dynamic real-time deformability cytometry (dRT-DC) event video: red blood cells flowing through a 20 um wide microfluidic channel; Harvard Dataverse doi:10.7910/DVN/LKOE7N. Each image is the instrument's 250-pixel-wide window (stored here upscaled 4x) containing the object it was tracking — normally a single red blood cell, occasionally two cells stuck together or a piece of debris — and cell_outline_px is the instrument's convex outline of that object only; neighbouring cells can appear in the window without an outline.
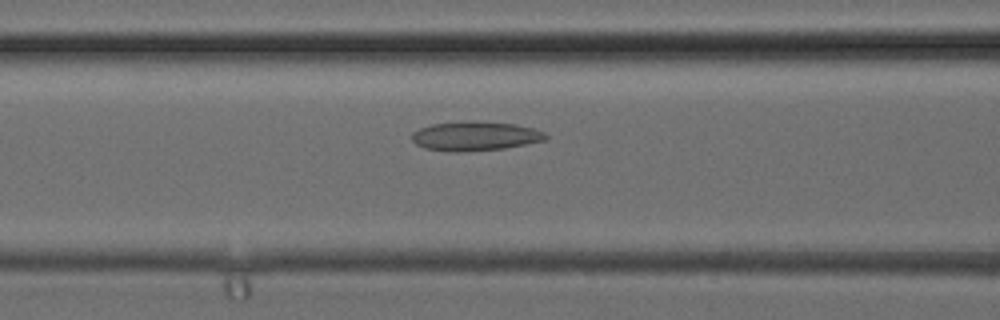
{"species": "common noctule bat (a hibernating species)", "species_latin": "Nyctalus noctula", "temperature_condition": "cold", "stored_images_in_passage": 30, "camera_frame_rate_fps": 3000, "um_per_image_px": 0.085, "animal": {"sex": "female", "body_mass_g": 24.6, "forearm_length_mm": 56.2}, "frame": {"image": 1, "passage_image": 10, "time_ms": 3.0, "image_size_px": [1000, 320], "cell_outline_px": [[548, 140], [504, 148], [456, 152], [448, 152], [424, 148], [416, 144], [412, 140], [412, 132], [420, 128], [432, 124], [460, 120], [472, 120], [516, 124], [536, 128], [544, 132], [548, 136]], "centroid_in_image_um": [40.4, 11.55], "position_along_channel_um": 126.2, "area_um2": 23.24}}
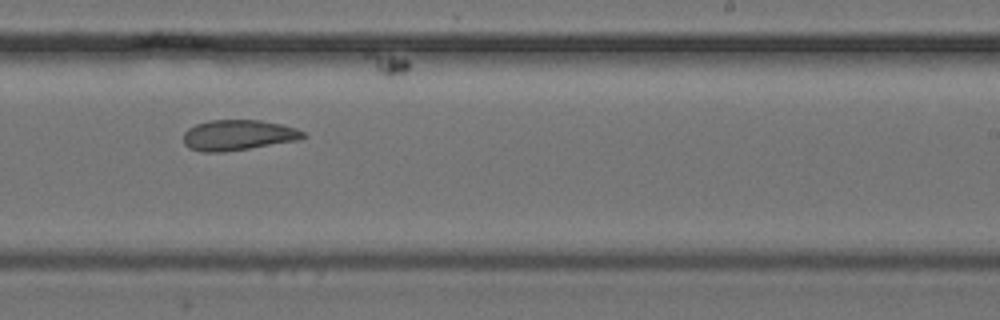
{"frame": {"image": 2, "passage_image": 18, "time_ms": 5.667, "image_size_px": [1000, 320], "cell_outline_px": [[308, 136], [300, 140], [224, 152], [204, 152], [188, 148], [184, 144], [184, 132], [188, 128], [196, 124], [208, 120], [260, 120], [280, 124], [296, 128], [304, 132]], "centroid_in_image_um": [20.24, 11.48], "position_along_channel_um": 268.8, "area_um2": 21.39}}
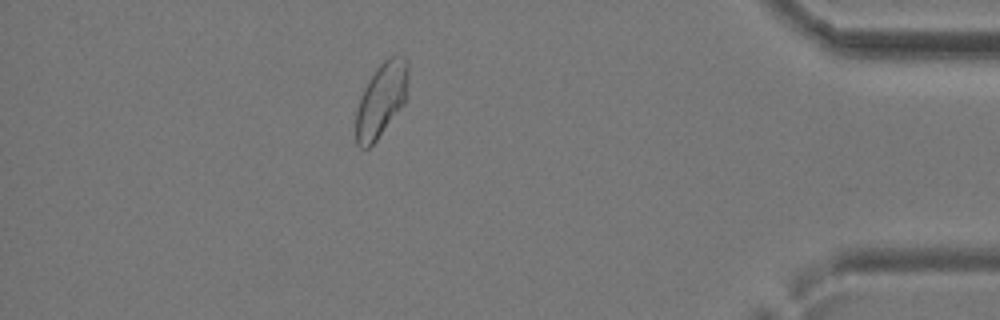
{"frame": {"image": 3, "passage_image": 28, "time_ms": 9.0, "image_size_px": [1000, 320], "cell_outline_px": [[408, 80], [404, 104], [376, 140], [368, 148], [360, 148], [356, 144], [356, 108], [360, 96], [368, 80], [376, 68], [384, 60], [392, 56], [404, 56], [408, 60]], "centroid_in_image_um": [32.4, 8.47], "position_along_channel_um": 402.8, "area_um2": 22.54}}